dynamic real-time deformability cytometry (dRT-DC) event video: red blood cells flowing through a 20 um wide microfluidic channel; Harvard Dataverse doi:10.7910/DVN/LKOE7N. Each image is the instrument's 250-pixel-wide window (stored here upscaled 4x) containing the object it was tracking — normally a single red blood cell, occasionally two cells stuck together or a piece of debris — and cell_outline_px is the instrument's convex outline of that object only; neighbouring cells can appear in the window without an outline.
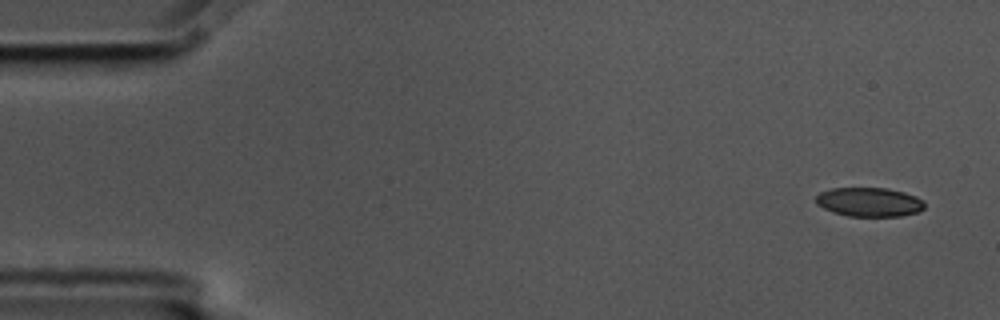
{"species": "common noctule bat (a hibernating species)", "species_latin": "Nyctalus noctula", "temperature_condition": "cold", "stored_images_in_passage": 6, "camera_frame_rate_fps": 3000, "um_per_image_px": 0.085, "animal": {"sex": "male", "body_mass_g": 17.5, "forearm_length_mm": 52.3}, "frame": {"image": 1, "passage_image": 1, "time_ms": 0.0, "image_size_px": [1000, 320], "cell_outline_px": [[924, 208], [920, 212], [900, 216], [848, 216], [832, 212], [816, 204], [816, 196], [820, 192], [832, 188], [888, 188], [904, 192], [916, 196], [924, 200]], "centroid_in_image_um": [73.9, 17.17], "position_along_channel_um": 11.1, "area_um2": 18.55}}
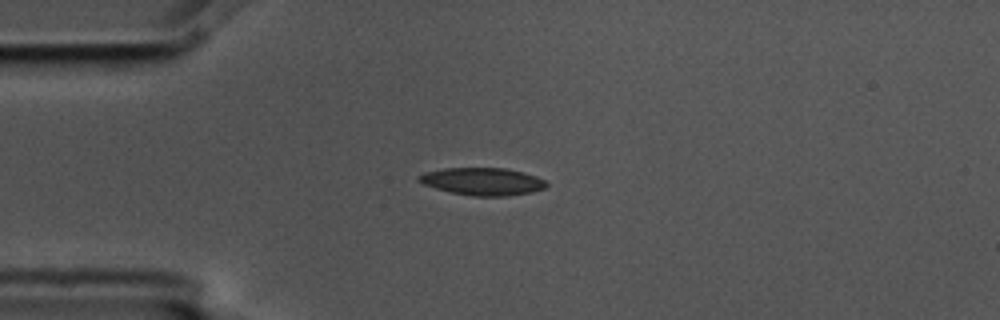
{"frame": {"image": 2, "passage_image": 4, "time_ms": 1.0, "image_size_px": [1000, 320], "cell_outline_px": [[548, 184], [544, 188], [532, 192], [508, 196], [472, 196], [452, 192], [436, 188], [424, 184], [416, 180], [416, 176], [424, 172], [444, 168], [504, 168], [536, 176], [544, 180]], "centroid_in_image_um": [40.99, 15.42], "position_along_channel_um": 44.0, "area_um2": 20.35}}